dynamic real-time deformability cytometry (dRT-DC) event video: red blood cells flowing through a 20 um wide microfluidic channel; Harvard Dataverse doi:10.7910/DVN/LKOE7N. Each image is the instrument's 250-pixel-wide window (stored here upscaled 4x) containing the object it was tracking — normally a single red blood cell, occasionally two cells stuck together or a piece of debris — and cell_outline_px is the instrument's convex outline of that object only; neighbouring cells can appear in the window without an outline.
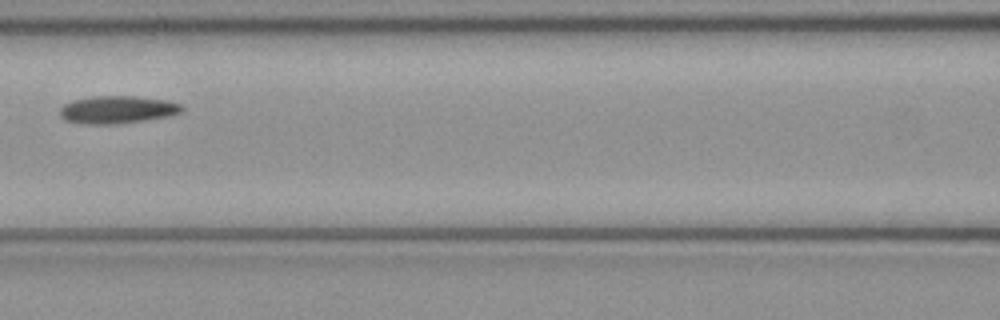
{"species": "common noctule bat (a hibernating species)", "species_latin": "Nyctalus noctula", "temperature_condition": "cold", "stored_images_in_passage": 4, "camera_frame_rate_fps": 3000, "um_per_image_px": 0.085, "animal": {"sex": "female", "body_mass_g": 21.9}, "frame": {"image": 1, "passage_image": 3, "time_ms": 0.667, "image_size_px": [1000, 320], "cell_outline_px": [[184, 108], [180, 112], [168, 116], [144, 120], [116, 124], [84, 124], [64, 120], [60, 116], [60, 108], [64, 104], [72, 100], [92, 96], [136, 96], [168, 100], [180, 104]], "centroid_in_image_um": [9.94, 9.31], "position_along_channel_um": 156.7, "area_um2": 19.71}}
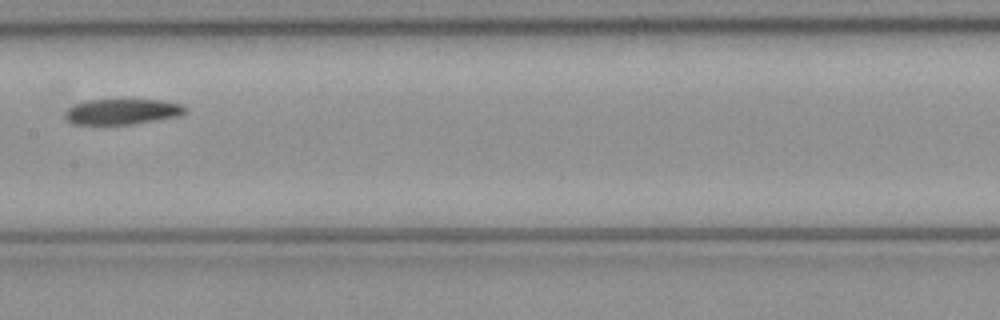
{"frame": {"image": 2, "passage_image": 4, "time_ms": 1.0, "image_size_px": [1000, 320], "cell_outline_px": [[188, 112], [180, 116], [160, 120], [132, 124], [72, 124], [64, 120], [64, 116], [68, 108], [84, 100], [164, 100], [184, 104], [188, 108]], "centroid_in_image_um": [10.45, 9.49], "position_along_channel_um": 197.0, "area_um2": 18.26}}